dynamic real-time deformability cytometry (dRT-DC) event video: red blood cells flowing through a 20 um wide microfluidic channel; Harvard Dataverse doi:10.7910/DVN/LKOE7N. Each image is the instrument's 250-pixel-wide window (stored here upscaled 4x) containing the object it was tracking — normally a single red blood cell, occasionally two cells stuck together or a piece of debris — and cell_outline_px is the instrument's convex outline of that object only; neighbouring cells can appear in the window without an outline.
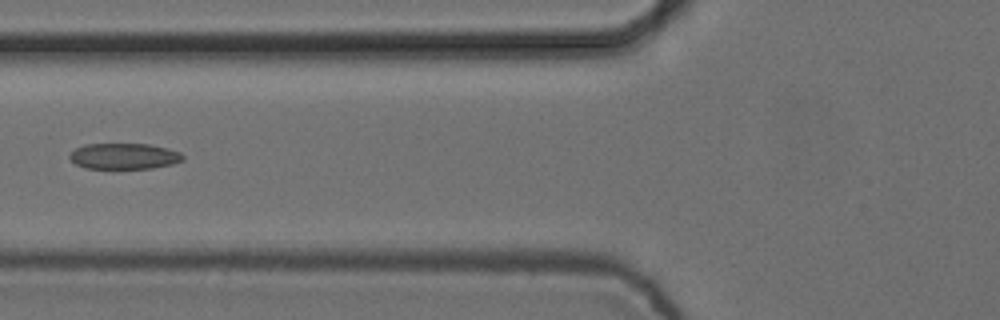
{"species": "common noctule bat (a hibernating species)", "species_latin": "Nyctalus noctula", "temperature_condition": "cold", "stored_images_in_passage": 2, "camera_frame_rate_fps": 3000, "um_per_image_px": 0.085, "animal": {"sex": "female", "body_mass_g": 24.6, "forearm_length_mm": 56.2}, "frame": {"image": 1, "passage_image": 2, "time_ms": 0.333, "image_size_px": [1000, 320], "cell_outline_px": [[184, 160], [172, 164], [152, 168], [112, 172], [84, 168], [76, 164], [68, 156], [76, 148], [84, 144], [148, 144], [168, 148], [180, 152], [184, 156]], "centroid_in_image_um": [10.53, 13.33], "position_along_channel_um": 115.3, "area_um2": 18.03}}